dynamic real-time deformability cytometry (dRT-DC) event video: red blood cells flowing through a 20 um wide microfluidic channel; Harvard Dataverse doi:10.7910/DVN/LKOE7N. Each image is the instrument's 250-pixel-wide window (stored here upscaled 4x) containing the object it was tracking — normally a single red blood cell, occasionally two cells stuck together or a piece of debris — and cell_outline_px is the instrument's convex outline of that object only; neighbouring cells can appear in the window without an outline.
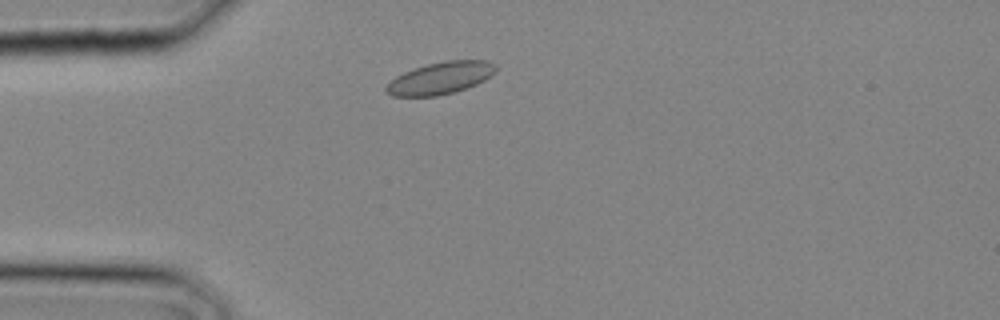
{"species": "common noctule bat (a hibernating species)", "species_latin": "Nyctalus noctula", "temperature_condition": "cold", "stored_images_in_passage": 1, "camera_frame_rate_fps": 3000, "um_per_image_px": 0.085, "animal": {"sex": "male", "body_mass_g": 20.4}, "frame": {"image": 1, "passage_image": 1, "time_ms": 0.0, "image_size_px": [1000, 320], "cell_outline_px": [[496, 72], [484, 80], [476, 84], [456, 92], [436, 96], [392, 96], [384, 92], [384, 88], [396, 76], [412, 68], [428, 64], [448, 60], [488, 60], [496, 64]], "centroid_in_image_um": [37.44, 6.63], "position_along_channel_um": 47.6, "area_um2": 20.63}}